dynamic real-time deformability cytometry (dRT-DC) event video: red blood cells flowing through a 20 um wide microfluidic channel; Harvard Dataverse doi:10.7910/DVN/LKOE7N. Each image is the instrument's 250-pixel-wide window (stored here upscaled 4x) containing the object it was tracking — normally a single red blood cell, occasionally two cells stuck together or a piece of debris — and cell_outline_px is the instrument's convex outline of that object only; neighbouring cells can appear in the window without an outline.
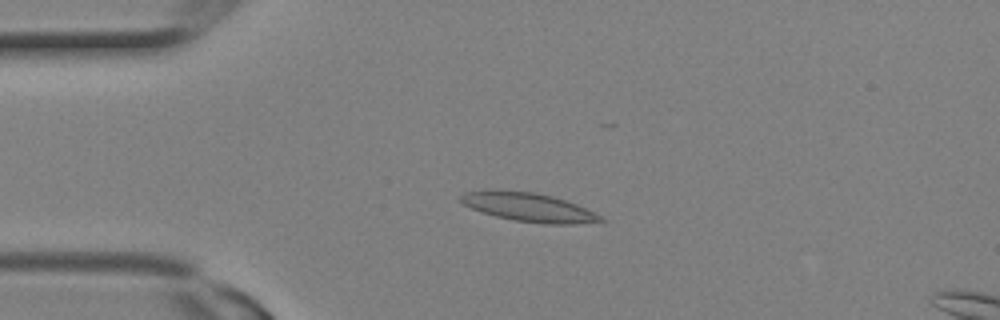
{"species": "Egyptian fruit bat (a non-hibernating species)", "species_latin": "Rousettus aegyptiacus", "temperature_condition": "room temperature", "stored_images_in_passage": 3, "segment_of_instrument_passage": [1, 2], "camera_frame_rate_fps": 3000, "um_per_image_px": 0.085, "animal": {"sex": "female"}, "frame": {"image": 1, "passage_image": 2, "time_ms": 0.333, "image_size_px": [1000, 320], "cell_outline_px": [[604, 220], [572, 224], [544, 224], [516, 220], [496, 216], [472, 208], [464, 204], [460, 200], [460, 196], [464, 192], [492, 188], [500, 188], [536, 192], [552, 196], [576, 204], [600, 216]], "centroid_in_image_um": [44.84, 17.57], "position_along_channel_um": 40.2, "area_um2": 23.41}}